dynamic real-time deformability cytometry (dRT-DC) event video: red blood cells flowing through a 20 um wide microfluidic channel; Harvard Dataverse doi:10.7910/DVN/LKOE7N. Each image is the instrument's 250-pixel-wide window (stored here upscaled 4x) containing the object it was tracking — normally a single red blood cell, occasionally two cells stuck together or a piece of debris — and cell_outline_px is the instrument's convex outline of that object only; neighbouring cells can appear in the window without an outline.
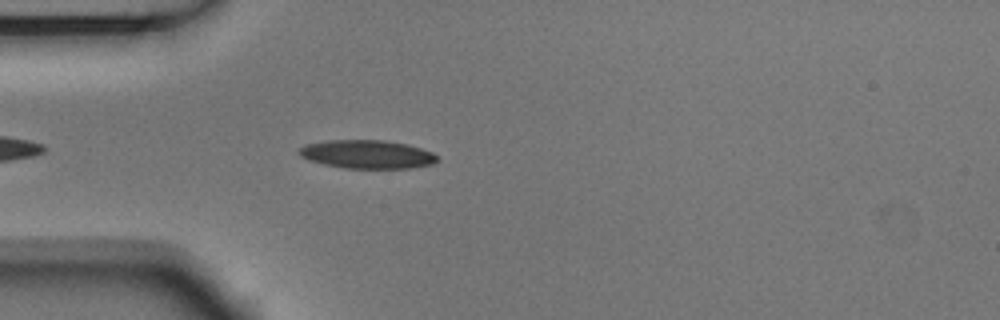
{"species": "Egyptian fruit bat (a non-hibernating species)", "species_latin": "Rousettus aegyptiacus", "temperature_condition": "room temperature", "stored_images_in_passage": 8, "camera_frame_rate_fps": 3000, "um_per_image_px": 0.085, "animal": {"sex": "male"}, "frame": {"image": 1, "passage_image": 4, "time_ms": 1.0, "image_size_px": [1000, 320], "cell_outline_px": [[436, 160], [432, 164], [412, 168], [344, 168], [324, 164], [308, 160], [300, 156], [296, 152], [304, 144], [328, 140], [384, 140], [408, 144], [432, 152], [436, 156]], "centroid_in_image_um": [31.16, 13.11], "position_along_channel_um": 53.8, "area_um2": 22.95}}
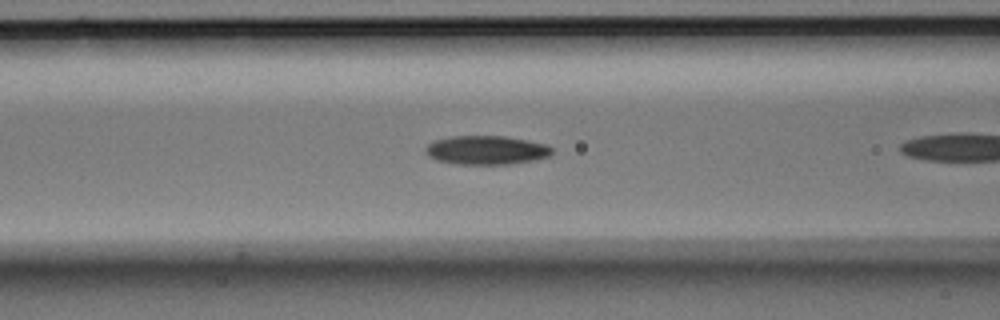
{"frame": {"image": 2, "passage_image": 7, "time_ms": 2.0, "image_size_px": [1000, 320], "cell_outline_px": [[552, 152], [548, 156], [536, 160], [508, 164], [456, 164], [436, 160], [428, 156], [424, 152], [424, 148], [428, 144], [436, 140], [452, 136], [504, 136], [528, 140], [548, 144], [552, 148]], "centroid_in_image_um": [41.34, 12.76], "position_along_channel_um": 125.3, "area_um2": 21.39}}